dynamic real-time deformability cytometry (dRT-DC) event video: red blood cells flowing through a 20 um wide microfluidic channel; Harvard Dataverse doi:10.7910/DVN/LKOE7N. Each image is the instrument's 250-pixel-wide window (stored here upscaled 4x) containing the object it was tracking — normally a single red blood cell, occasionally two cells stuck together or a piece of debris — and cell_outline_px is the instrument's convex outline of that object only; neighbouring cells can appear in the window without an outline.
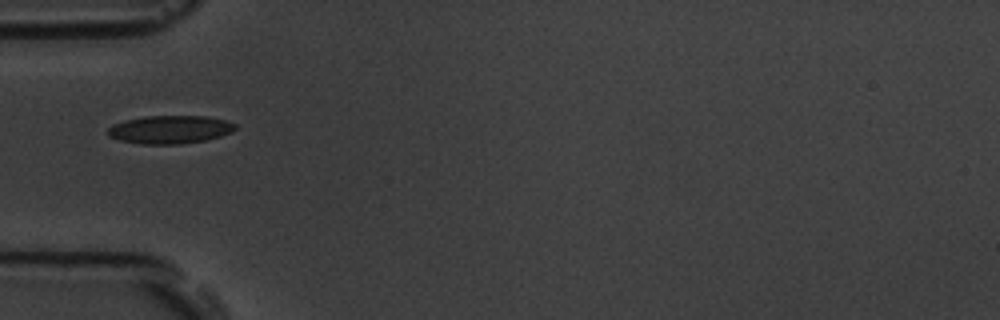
{"species": "common noctule bat (a hibernating species)", "species_latin": "Nyctalus noctula", "temperature_condition": "room temperature", "stored_images_in_passage": 37, "camera_frame_rate_fps": 3000, "um_per_image_px": 0.085, "animal": {"sex": "male", "body_mass_g": 19.5, "forearm_length_mm": 54.6}, "frame": {"image": 1, "passage_image": 1, "time_ms": 0.0, "image_size_px": [1000, 320], "cell_outline_px": [[236, 128], [232, 132], [220, 136], [204, 140], [180, 144], [144, 144], [120, 140], [108, 136], [108, 128], [112, 124], [124, 120], [144, 116], [204, 116], [224, 120], [236, 124]], "centroid_in_image_um": [14.42, 11.0], "position_along_channel_um": 70.6, "area_um2": 20.81}}
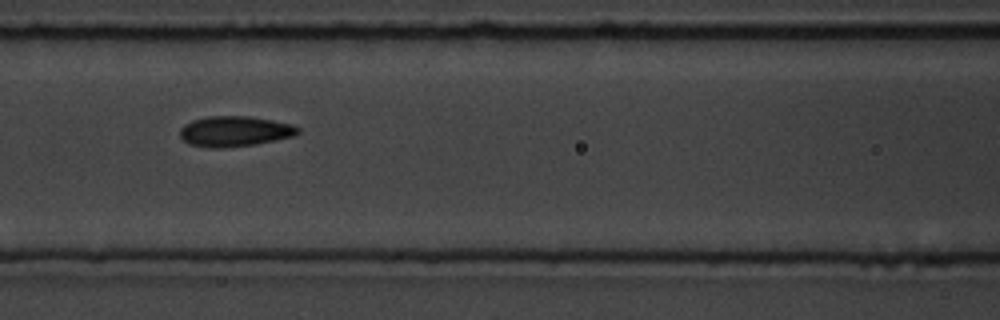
{"frame": {"image": 2, "passage_image": 7, "time_ms": 2.0, "image_size_px": [1000, 320], "cell_outline_px": [[300, 132], [296, 136], [256, 144], [220, 148], [208, 148], [188, 144], [180, 136], [180, 128], [184, 124], [192, 120], [208, 116], [248, 116], [272, 120], [292, 124], [300, 128]], "centroid_in_image_um": [19.95, 11.16], "position_along_channel_um": 146.6, "area_um2": 21.1}}
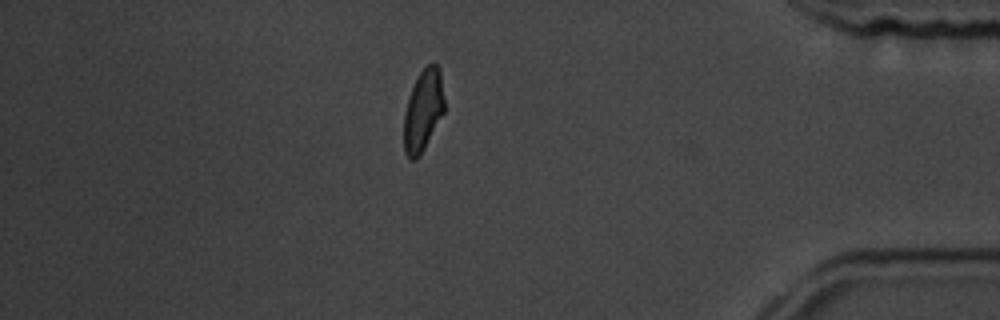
{"frame": {"image": 3, "passage_image": 30, "time_ms": 9.667, "image_size_px": [1000, 320], "cell_outline_px": [[444, 112], [420, 156], [416, 160], [412, 160], [404, 152], [404, 112], [412, 88], [420, 72], [432, 60], [440, 68], [444, 100]], "centroid_in_image_um": [35.97, 9.38], "position_along_channel_um": 399.2, "area_um2": 19.19}, "authors_computed_cell_mechanics": {"area_um2": 19.8832, "velocity_mm_per_s": 3.7815, "shape_relaxation_time_tau1_ms": 3.2385, "shape_relaxation_time_tau2_ms": 1.2699, "deformation_change_tau1": 0.1281, "deformation_change_tau2": 0.076}}